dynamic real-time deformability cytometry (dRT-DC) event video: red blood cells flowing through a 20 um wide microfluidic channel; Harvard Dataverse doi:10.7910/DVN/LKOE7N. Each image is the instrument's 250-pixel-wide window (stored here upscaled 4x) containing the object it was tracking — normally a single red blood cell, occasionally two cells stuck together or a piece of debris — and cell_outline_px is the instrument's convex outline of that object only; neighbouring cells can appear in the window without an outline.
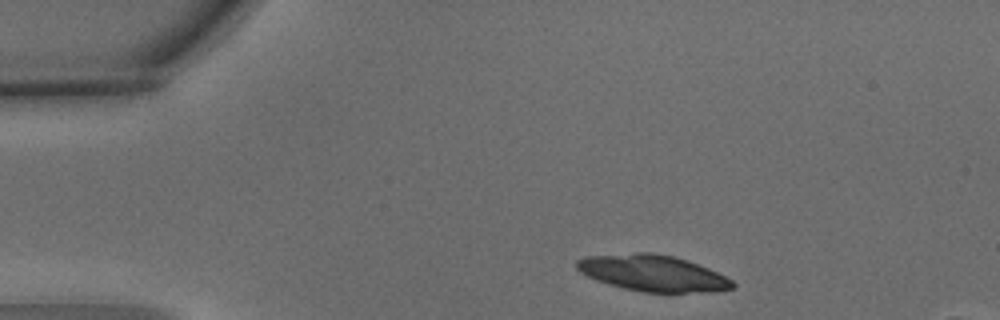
{"species": "common noctule bat (a hibernating species)", "species_latin": "Nyctalus noctula", "temperature_condition": "warm", "stored_images_in_passage": 4, "camera_frame_rate_fps": 3000, "um_per_image_px": 0.085, "animal": {"sex": "male", "body_mass_g": 15.6}, "frame": {"image": 1, "passage_image": 1, "time_ms": 0.0, "image_size_px": [1000, 320], "cell_outline_px": [[736, 288], [708, 292], [644, 292], [624, 288], [608, 284], [596, 280], [580, 272], [576, 268], [576, 260], [584, 256], [636, 252], [652, 252], [676, 256], [688, 260], [708, 268], [732, 280], [736, 284]], "centroid_in_image_um": [55.48, 23.2], "position_along_channel_um": 29.5, "area_um2": 33.12}}